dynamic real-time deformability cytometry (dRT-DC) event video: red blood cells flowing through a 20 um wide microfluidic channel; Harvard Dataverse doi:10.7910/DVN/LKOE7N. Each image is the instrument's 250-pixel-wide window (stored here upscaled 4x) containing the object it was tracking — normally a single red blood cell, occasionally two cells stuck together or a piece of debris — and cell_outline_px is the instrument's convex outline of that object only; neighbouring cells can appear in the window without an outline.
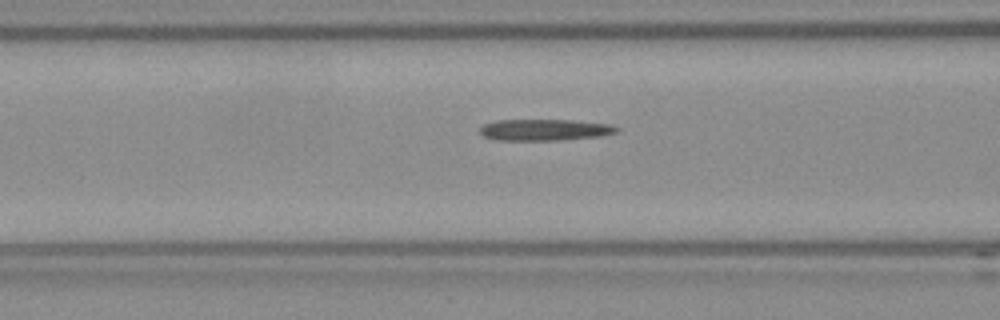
{"species": "Egyptian fruit bat (a non-hibernating species)", "species_latin": "Rousettus aegyptiacus", "temperature_condition": "room temperature", "stored_images_in_passage": 27, "camera_frame_rate_fps": 3000, "um_per_image_px": 0.085, "frame": {"image": 1, "passage_image": 5, "time_ms": 1.333, "image_size_px": [1000, 320], "cell_outline_px": [[620, 128], [616, 132], [600, 136], [560, 140], [496, 140], [484, 136], [480, 132], [480, 128], [484, 124], [496, 120], [572, 120], [608, 124]], "centroid_in_image_um": [46.28, 11.03], "position_along_channel_um": 120.3, "area_um2": 16.94}}